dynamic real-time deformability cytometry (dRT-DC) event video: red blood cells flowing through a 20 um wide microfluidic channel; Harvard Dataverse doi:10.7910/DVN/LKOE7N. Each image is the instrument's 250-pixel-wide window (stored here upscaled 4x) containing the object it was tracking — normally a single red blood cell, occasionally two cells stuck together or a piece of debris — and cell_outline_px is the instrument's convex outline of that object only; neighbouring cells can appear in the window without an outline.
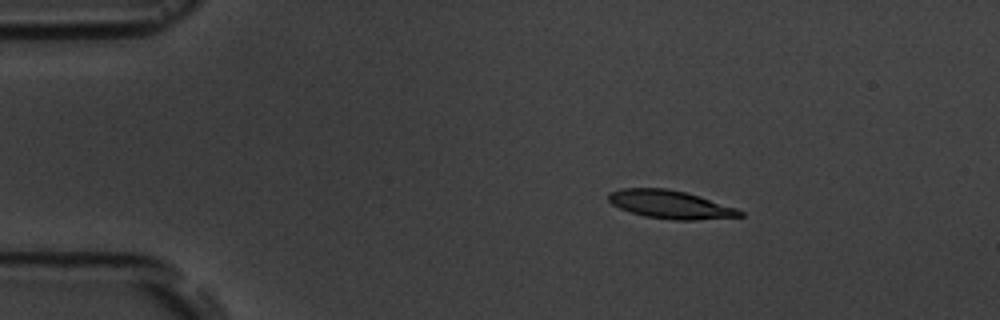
{"species": "common noctule bat (a hibernating species)", "species_latin": "Nyctalus noctula", "temperature_condition": "room temperature", "stored_images_in_passage": 3, "camera_frame_rate_fps": 3000, "um_per_image_px": 0.085, "animal": {"sex": "male", "body_mass_g": 19.5, "forearm_length_mm": 54.6}, "frame": {"image": 1, "passage_image": 1, "time_ms": 0.0, "image_size_px": [1000, 320], "cell_outline_px": [[744, 216], [696, 220], [672, 220], [644, 216], [620, 208], [612, 204], [608, 200], [608, 192], [620, 188], [664, 188], [684, 192], [736, 208], [744, 212]], "centroid_in_image_um": [56.94, 17.38], "position_along_channel_um": 28.1, "area_um2": 21.39}}